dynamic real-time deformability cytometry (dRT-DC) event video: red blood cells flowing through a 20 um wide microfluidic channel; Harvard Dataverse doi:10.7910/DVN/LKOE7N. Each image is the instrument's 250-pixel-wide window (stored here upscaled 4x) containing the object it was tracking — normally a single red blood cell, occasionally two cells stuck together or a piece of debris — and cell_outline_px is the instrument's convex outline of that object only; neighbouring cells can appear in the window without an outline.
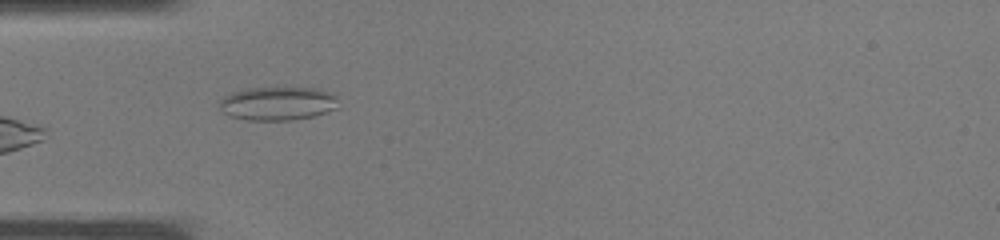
{"species": "common noctule bat (a hibernating species)", "species_latin": "Nyctalus noctula", "temperature_condition": "warm", "stored_images_in_passage": 26, "camera_frame_rate_fps": 3000, "um_per_image_px": 0.085, "animal": {"sex": "male", "body_mass_g": 19.0, "forearm_length_mm": 50.8}, "frame": {"image": 1, "passage_image": 1, "time_ms": 0.0, "image_size_px": [1000, 240], "cell_outline_px": [[336, 108], [312, 116], [292, 120], [248, 120], [228, 116], [220, 108], [220, 100], [224, 96], [232, 92], [248, 88], [276, 84], [316, 88], [336, 92]], "centroid_in_image_um": [23.61, 8.73], "position_along_channel_um": 61.4, "area_um2": 24.22}}